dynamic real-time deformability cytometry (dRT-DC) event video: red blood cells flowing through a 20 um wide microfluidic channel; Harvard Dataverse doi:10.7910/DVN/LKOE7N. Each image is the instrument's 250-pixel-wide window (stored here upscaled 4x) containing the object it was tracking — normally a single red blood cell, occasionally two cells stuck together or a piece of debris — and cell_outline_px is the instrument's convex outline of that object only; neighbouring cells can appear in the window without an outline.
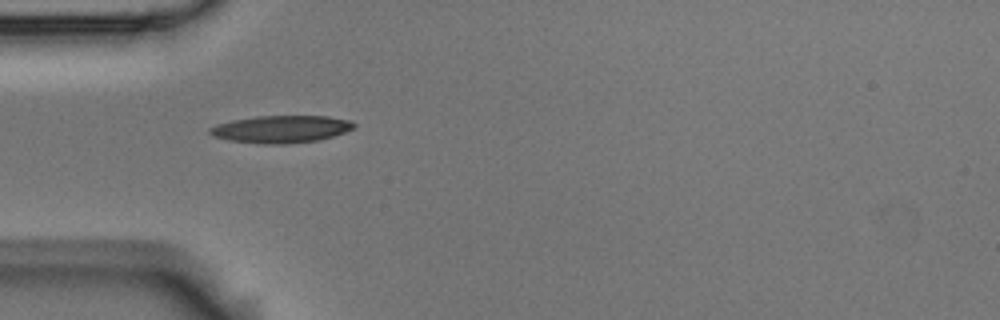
{"species": "Egyptian fruit bat (a non-hibernating species)", "species_latin": "Rousettus aegyptiacus", "temperature_condition": "room temperature", "stored_images_in_passage": 2, "camera_frame_rate_fps": 3000, "um_per_image_px": 0.085, "animal": {"sex": "male"}, "frame": {"image": 1, "passage_image": 1, "time_ms": 0.0, "image_size_px": [1000, 320], "cell_outline_px": [[356, 128], [320, 140], [284, 144], [264, 144], [228, 140], [212, 136], [208, 132], [208, 128], [216, 124], [232, 120], [256, 116], [328, 116], [352, 120], [356, 124]], "centroid_in_image_um": [23.9, 10.97], "position_along_channel_um": 61.1, "area_um2": 23.18}}
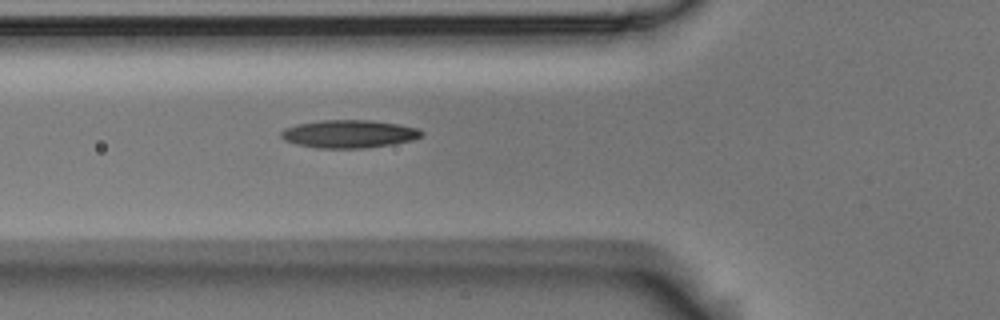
{"frame": {"image": 2, "passage_image": 2, "time_ms": 0.333, "image_size_px": [1000, 320], "cell_outline_px": [[424, 136], [412, 140], [392, 144], [364, 148], [316, 148], [296, 144], [284, 140], [280, 136], [280, 132], [284, 128], [296, 124], [320, 120], [372, 120], [396, 124], [416, 128], [424, 132]], "centroid_in_image_um": [29.63, 11.38], "position_along_channel_um": 96.2, "area_um2": 22.95}}